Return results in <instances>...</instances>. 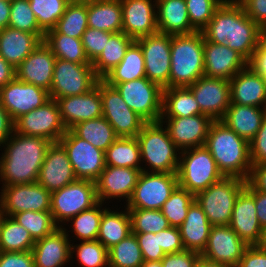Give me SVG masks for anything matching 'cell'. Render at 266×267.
Here are the masks:
<instances>
[{
  "label": "cell",
  "instance_id": "68",
  "mask_svg": "<svg viewBox=\"0 0 266 267\" xmlns=\"http://www.w3.org/2000/svg\"><path fill=\"white\" fill-rule=\"evenodd\" d=\"M258 47L266 53V26H262L259 29Z\"/></svg>",
  "mask_w": 266,
  "mask_h": 267
},
{
  "label": "cell",
  "instance_id": "27",
  "mask_svg": "<svg viewBox=\"0 0 266 267\" xmlns=\"http://www.w3.org/2000/svg\"><path fill=\"white\" fill-rule=\"evenodd\" d=\"M56 57L44 41L15 69L16 78L50 91Z\"/></svg>",
  "mask_w": 266,
  "mask_h": 267
},
{
  "label": "cell",
  "instance_id": "33",
  "mask_svg": "<svg viewBox=\"0 0 266 267\" xmlns=\"http://www.w3.org/2000/svg\"><path fill=\"white\" fill-rule=\"evenodd\" d=\"M266 108L230 103L223 121L237 135L250 142L260 129Z\"/></svg>",
  "mask_w": 266,
  "mask_h": 267
},
{
  "label": "cell",
  "instance_id": "35",
  "mask_svg": "<svg viewBox=\"0 0 266 267\" xmlns=\"http://www.w3.org/2000/svg\"><path fill=\"white\" fill-rule=\"evenodd\" d=\"M145 76L144 56L140 45L134 40L127 48L122 61L102 80L109 86L132 81Z\"/></svg>",
  "mask_w": 266,
  "mask_h": 267
},
{
  "label": "cell",
  "instance_id": "52",
  "mask_svg": "<svg viewBox=\"0 0 266 267\" xmlns=\"http://www.w3.org/2000/svg\"><path fill=\"white\" fill-rule=\"evenodd\" d=\"M188 18L196 31H202L225 0H185Z\"/></svg>",
  "mask_w": 266,
  "mask_h": 267
},
{
  "label": "cell",
  "instance_id": "40",
  "mask_svg": "<svg viewBox=\"0 0 266 267\" xmlns=\"http://www.w3.org/2000/svg\"><path fill=\"white\" fill-rule=\"evenodd\" d=\"M134 40L122 31L113 33L101 55L92 63L96 76L102 80L123 59L127 48Z\"/></svg>",
  "mask_w": 266,
  "mask_h": 267
},
{
  "label": "cell",
  "instance_id": "36",
  "mask_svg": "<svg viewBox=\"0 0 266 267\" xmlns=\"http://www.w3.org/2000/svg\"><path fill=\"white\" fill-rule=\"evenodd\" d=\"M131 233V219L127 208L122 212L105 208L97 236L99 242L110 249Z\"/></svg>",
  "mask_w": 266,
  "mask_h": 267
},
{
  "label": "cell",
  "instance_id": "13",
  "mask_svg": "<svg viewBox=\"0 0 266 267\" xmlns=\"http://www.w3.org/2000/svg\"><path fill=\"white\" fill-rule=\"evenodd\" d=\"M178 185L177 173L142 171L132 197L125 207L161 210Z\"/></svg>",
  "mask_w": 266,
  "mask_h": 267
},
{
  "label": "cell",
  "instance_id": "57",
  "mask_svg": "<svg viewBox=\"0 0 266 267\" xmlns=\"http://www.w3.org/2000/svg\"><path fill=\"white\" fill-rule=\"evenodd\" d=\"M200 256L199 253L190 250L166 254L161 260L162 267H196Z\"/></svg>",
  "mask_w": 266,
  "mask_h": 267
},
{
  "label": "cell",
  "instance_id": "58",
  "mask_svg": "<svg viewBox=\"0 0 266 267\" xmlns=\"http://www.w3.org/2000/svg\"><path fill=\"white\" fill-rule=\"evenodd\" d=\"M245 14L260 27L266 26V0H236Z\"/></svg>",
  "mask_w": 266,
  "mask_h": 267
},
{
  "label": "cell",
  "instance_id": "14",
  "mask_svg": "<svg viewBox=\"0 0 266 267\" xmlns=\"http://www.w3.org/2000/svg\"><path fill=\"white\" fill-rule=\"evenodd\" d=\"M77 179L96 181L105 168V152L67 130L60 138Z\"/></svg>",
  "mask_w": 266,
  "mask_h": 267
},
{
  "label": "cell",
  "instance_id": "38",
  "mask_svg": "<svg viewBox=\"0 0 266 267\" xmlns=\"http://www.w3.org/2000/svg\"><path fill=\"white\" fill-rule=\"evenodd\" d=\"M44 43L52 50L56 58L77 64H92L79 38L60 34L54 28L45 33Z\"/></svg>",
  "mask_w": 266,
  "mask_h": 267
},
{
  "label": "cell",
  "instance_id": "20",
  "mask_svg": "<svg viewBox=\"0 0 266 267\" xmlns=\"http://www.w3.org/2000/svg\"><path fill=\"white\" fill-rule=\"evenodd\" d=\"M247 247L230 226H212L201 256L227 267H236Z\"/></svg>",
  "mask_w": 266,
  "mask_h": 267
},
{
  "label": "cell",
  "instance_id": "18",
  "mask_svg": "<svg viewBox=\"0 0 266 267\" xmlns=\"http://www.w3.org/2000/svg\"><path fill=\"white\" fill-rule=\"evenodd\" d=\"M188 88L198 102L201 114L213 121L222 120L231 103L229 80L203 76Z\"/></svg>",
  "mask_w": 266,
  "mask_h": 267
},
{
  "label": "cell",
  "instance_id": "30",
  "mask_svg": "<svg viewBox=\"0 0 266 267\" xmlns=\"http://www.w3.org/2000/svg\"><path fill=\"white\" fill-rule=\"evenodd\" d=\"M42 42L36 34L6 27L0 30V55L16 69Z\"/></svg>",
  "mask_w": 266,
  "mask_h": 267
},
{
  "label": "cell",
  "instance_id": "2",
  "mask_svg": "<svg viewBox=\"0 0 266 267\" xmlns=\"http://www.w3.org/2000/svg\"><path fill=\"white\" fill-rule=\"evenodd\" d=\"M52 142L42 137L13 132L3 143L0 180L3 186L37 182L42 163Z\"/></svg>",
  "mask_w": 266,
  "mask_h": 267
},
{
  "label": "cell",
  "instance_id": "62",
  "mask_svg": "<svg viewBox=\"0 0 266 267\" xmlns=\"http://www.w3.org/2000/svg\"><path fill=\"white\" fill-rule=\"evenodd\" d=\"M14 132V121L11 119L7 110L0 104V146Z\"/></svg>",
  "mask_w": 266,
  "mask_h": 267
},
{
  "label": "cell",
  "instance_id": "41",
  "mask_svg": "<svg viewBox=\"0 0 266 267\" xmlns=\"http://www.w3.org/2000/svg\"><path fill=\"white\" fill-rule=\"evenodd\" d=\"M77 137L86 140L94 147L106 151L118 138L114 128L102 116L80 122L70 129Z\"/></svg>",
  "mask_w": 266,
  "mask_h": 267
},
{
  "label": "cell",
  "instance_id": "73",
  "mask_svg": "<svg viewBox=\"0 0 266 267\" xmlns=\"http://www.w3.org/2000/svg\"><path fill=\"white\" fill-rule=\"evenodd\" d=\"M264 77V80H265V84H266V74L263 76Z\"/></svg>",
  "mask_w": 266,
  "mask_h": 267
},
{
  "label": "cell",
  "instance_id": "9",
  "mask_svg": "<svg viewBox=\"0 0 266 267\" xmlns=\"http://www.w3.org/2000/svg\"><path fill=\"white\" fill-rule=\"evenodd\" d=\"M99 80L92 64L56 58L49 95L51 99L82 95L93 89Z\"/></svg>",
  "mask_w": 266,
  "mask_h": 267
},
{
  "label": "cell",
  "instance_id": "39",
  "mask_svg": "<svg viewBox=\"0 0 266 267\" xmlns=\"http://www.w3.org/2000/svg\"><path fill=\"white\" fill-rule=\"evenodd\" d=\"M105 166L143 169L141 153L136 137H118L105 151Z\"/></svg>",
  "mask_w": 266,
  "mask_h": 267
},
{
  "label": "cell",
  "instance_id": "28",
  "mask_svg": "<svg viewBox=\"0 0 266 267\" xmlns=\"http://www.w3.org/2000/svg\"><path fill=\"white\" fill-rule=\"evenodd\" d=\"M66 228L35 241L31 250L35 267H63L71 259V242Z\"/></svg>",
  "mask_w": 266,
  "mask_h": 267
},
{
  "label": "cell",
  "instance_id": "6",
  "mask_svg": "<svg viewBox=\"0 0 266 267\" xmlns=\"http://www.w3.org/2000/svg\"><path fill=\"white\" fill-rule=\"evenodd\" d=\"M179 156V186L194 195L225 177L205 146L183 150Z\"/></svg>",
  "mask_w": 266,
  "mask_h": 267
},
{
  "label": "cell",
  "instance_id": "72",
  "mask_svg": "<svg viewBox=\"0 0 266 267\" xmlns=\"http://www.w3.org/2000/svg\"><path fill=\"white\" fill-rule=\"evenodd\" d=\"M3 217H4V212H3L2 205H1V202H0V223H1V220H2Z\"/></svg>",
  "mask_w": 266,
  "mask_h": 267
},
{
  "label": "cell",
  "instance_id": "70",
  "mask_svg": "<svg viewBox=\"0 0 266 267\" xmlns=\"http://www.w3.org/2000/svg\"><path fill=\"white\" fill-rule=\"evenodd\" d=\"M259 246L266 250V228L263 229V232H262V239L259 243Z\"/></svg>",
  "mask_w": 266,
  "mask_h": 267
},
{
  "label": "cell",
  "instance_id": "67",
  "mask_svg": "<svg viewBox=\"0 0 266 267\" xmlns=\"http://www.w3.org/2000/svg\"><path fill=\"white\" fill-rule=\"evenodd\" d=\"M196 267H227V266L219 264L217 262L210 261V260L200 256L199 260L196 264Z\"/></svg>",
  "mask_w": 266,
  "mask_h": 267
},
{
  "label": "cell",
  "instance_id": "45",
  "mask_svg": "<svg viewBox=\"0 0 266 267\" xmlns=\"http://www.w3.org/2000/svg\"><path fill=\"white\" fill-rule=\"evenodd\" d=\"M12 218L29 231L34 241L52 234L59 228L50 211H24L14 214Z\"/></svg>",
  "mask_w": 266,
  "mask_h": 267
},
{
  "label": "cell",
  "instance_id": "54",
  "mask_svg": "<svg viewBox=\"0 0 266 267\" xmlns=\"http://www.w3.org/2000/svg\"><path fill=\"white\" fill-rule=\"evenodd\" d=\"M135 234L144 261H161L166 255L159 246V233H133Z\"/></svg>",
  "mask_w": 266,
  "mask_h": 267
},
{
  "label": "cell",
  "instance_id": "56",
  "mask_svg": "<svg viewBox=\"0 0 266 267\" xmlns=\"http://www.w3.org/2000/svg\"><path fill=\"white\" fill-rule=\"evenodd\" d=\"M160 247L165 254L179 253L184 251L179 228L170 226L169 228L159 231Z\"/></svg>",
  "mask_w": 266,
  "mask_h": 267
},
{
  "label": "cell",
  "instance_id": "23",
  "mask_svg": "<svg viewBox=\"0 0 266 267\" xmlns=\"http://www.w3.org/2000/svg\"><path fill=\"white\" fill-rule=\"evenodd\" d=\"M76 179L66 150L60 142H52L40 168L37 182L53 193Z\"/></svg>",
  "mask_w": 266,
  "mask_h": 267
},
{
  "label": "cell",
  "instance_id": "71",
  "mask_svg": "<svg viewBox=\"0 0 266 267\" xmlns=\"http://www.w3.org/2000/svg\"><path fill=\"white\" fill-rule=\"evenodd\" d=\"M68 3H81V2H87L89 0H66Z\"/></svg>",
  "mask_w": 266,
  "mask_h": 267
},
{
  "label": "cell",
  "instance_id": "43",
  "mask_svg": "<svg viewBox=\"0 0 266 267\" xmlns=\"http://www.w3.org/2000/svg\"><path fill=\"white\" fill-rule=\"evenodd\" d=\"M109 267H140L144 262L135 234L108 249Z\"/></svg>",
  "mask_w": 266,
  "mask_h": 267
},
{
  "label": "cell",
  "instance_id": "44",
  "mask_svg": "<svg viewBox=\"0 0 266 267\" xmlns=\"http://www.w3.org/2000/svg\"><path fill=\"white\" fill-rule=\"evenodd\" d=\"M87 28V2L69 3L55 27L60 34L79 39Z\"/></svg>",
  "mask_w": 266,
  "mask_h": 267
},
{
  "label": "cell",
  "instance_id": "63",
  "mask_svg": "<svg viewBox=\"0 0 266 267\" xmlns=\"http://www.w3.org/2000/svg\"><path fill=\"white\" fill-rule=\"evenodd\" d=\"M254 200L259 224L264 229L266 228V193L254 189Z\"/></svg>",
  "mask_w": 266,
  "mask_h": 267
},
{
  "label": "cell",
  "instance_id": "65",
  "mask_svg": "<svg viewBox=\"0 0 266 267\" xmlns=\"http://www.w3.org/2000/svg\"><path fill=\"white\" fill-rule=\"evenodd\" d=\"M258 74L264 76L266 74V53L259 47L255 50L252 59L248 62Z\"/></svg>",
  "mask_w": 266,
  "mask_h": 267
},
{
  "label": "cell",
  "instance_id": "26",
  "mask_svg": "<svg viewBox=\"0 0 266 267\" xmlns=\"http://www.w3.org/2000/svg\"><path fill=\"white\" fill-rule=\"evenodd\" d=\"M248 61L226 44H215L204 39V76L231 80Z\"/></svg>",
  "mask_w": 266,
  "mask_h": 267
},
{
  "label": "cell",
  "instance_id": "60",
  "mask_svg": "<svg viewBox=\"0 0 266 267\" xmlns=\"http://www.w3.org/2000/svg\"><path fill=\"white\" fill-rule=\"evenodd\" d=\"M236 267H266V250L259 245L248 246Z\"/></svg>",
  "mask_w": 266,
  "mask_h": 267
},
{
  "label": "cell",
  "instance_id": "64",
  "mask_svg": "<svg viewBox=\"0 0 266 267\" xmlns=\"http://www.w3.org/2000/svg\"><path fill=\"white\" fill-rule=\"evenodd\" d=\"M15 77V68L0 55V89Z\"/></svg>",
  "mask_w": 266,
  "mask_h": 267
},
{
  "label": "cell",
  "instance_id": "31",
  "mask_svg": "<svg viewBox=\"0 0 266 267\" xmlns=\"http://www.w3.org/2000/svg\"><path fill=\"white\" fill-rule=\"evenodd\" d=\"M211 227L201 206L194 200L184 222L178 227L184 249L201 255L207 246Z\"/></svg>",
  "mask_w": 266,
  "mask_h": 267
},
{
  "label": "cell",
  "instance_id": "21",
  "mask_svg": "<svg viewBox=\"0 0 266 267\" xmlns=\"http://www.w3.org/2000/svg\"><path fill=\"white\" fill-rule=\"evenodd\" d=\"M229 226L248 246L259 245L263 228L256 215L254 188L247 181L237 196Z\"/></svg>",
  "mask_w": 266,
  "mask_h": 267
},
{
  "label": "cell",
  "instance_id": "4",
  "mask_svg": "<svg viewBox=\"0 0 266 267\" xmlns=\"http://www.w3.org/2000/svg\"><path fill=\"white\" fill-rule=\"evenodd\" d=\"M204 76V36L171 35V68L169 87H188Z\"/></svg>",
  "mask_w": 266,
  "mask_h": 267
},
{
  "label": "cell",
  "instance_id": "34",
  "mask_svg": "<svg viewBox=\"0 0 266 267\" xmlns=\"http://www.w3.org/2000/svg\"><path fill=\"white\" fill-rule=\"evenodd\" d=\"M88 27L105 32L122 31L123 15L120 0L87 1Z\"/></svg>",
  "mask_w": 266,
  "mask_h": 267
},
{
  "label": "cell",
  "instance_id": "16",
  "mask_svg": "<svg viewBox=\"0 0 266 267\" xmlns=\"http://www.w3.org/2000/svg\"><path fill=\"white\" fill-rule=\"evenodd\" d=\"M0 202L4 215L24 211H50L51 193L38 182L2 186Z\"/></svg>",
  "mask_w": 266,
  "mask_h": 267
},
{
  "label": "cell",
  "instance_id": "32",
  "mask_svg": "<svg viewBox=\"0 0 266 267\" xmlns=\"http://www.w3.org/2000/svg\"><path fill=\"white\" fill-rule=\"evenodd\" d=\"M158 33L167 35L190 34L191 26L185 0H156Z\"/></svg>",
  "mask_w": 266,
  "mask_h": 267
},
{
  "label": "cell",
  "instance_id": "48",
  "mask_svg": "<svg viewBox=\"0 0 266 267\" xmlns=\"http://www.w3.org/2000/svg\"><path fill=\"white\" fill-rule=\"evenodd\" d=\"M131 219L132 233H158L170 227L161 210L127 208Z\"/></svg>",
  "mask_w": 266,
  "mask_h": 267
},
{
  "label": "cell",
  "instance_id": "37",
  "mask_svg": "<svg viewBox=\"0 0 266 267\" xmlns=\"http://www.w3.org/2000/svg\"><path fill=\"white\" fill-rule=\"evenodd\" d=\"M201 114L198 102L188 87L163 89L162 117H190Z\"/></svg>",
  "mask_w": 266,
  "mask_h": 267
},
{
  "label": "cell",
  "instance_id": "66",
  "mask_svg": "<svg viewBox=\"0 0 266 267\" xmlns=\"http://www.w3.org/2000/svg\"><path fill=\"white\" fill-rule=\"evenodd\" d=\"M11 0H0V30L8 27Z\"/></svg>",
  "mask_w": 266,
  "mask_h": 267
},
{
  "label": "cell",
  "instance_id": "51",
  "mask_svg": "<svg viewBox=\"0 0 266 267\" xmlns=\"http://www.w3.org/2000/svg\"><path fill=\"white\" fill-rule=\"evenodd\" d=\"M75 251L77 261L83 267H109L108 249L98 240L71 244V259Z\"/></svg>",
  "mask_w": 266,
  "mask_h": 267
},
{
  "label": "cell",
  "instance_id": "8",
  "mask_svg": "<svg viewBox=\"0 0 266 267\" xmlns=\"http://www.w3.org/2000/svg\"><path fill=\"white\" fill-rule=\"evenodd\" d=\"M99 203L95 181L76 179L62 189L51 193V209L54 222L58 227L69 222L80 212L91 209Z\"/></svg>",
  "mask_w": 266,
  "mask_h": 267
},
{
  "label": "cell",
  "instance_id": "25",
  "mask_svg": "<svg viewBox=\"0 0 266 267\" xmlns=\"http://www.w3.org/2000/svg\"><path fill=\"white\" fill-rule=\"evenodd\" d=\"M55 100L59 106L63 125L67 130L80 122L102 117V99L98 82L93 89L85 94Z\"/></svg>",
  "mask_w": 266,
  "mask_h": 267
},
{
  "label": "cell",
  "instance_id": "24",
  "mask_svg": "<svg viewBox=\"0 0 266 267\" xmlns=\"http://www.w3.org/2000/svg\"><path fill=\"white\" fill-rule=\"evenodd\" d=\"M142 169L105 166L95 181L99 202L104 203L111 198L127 199L128 203L134 192Z\"/></svg>",
  "mask_w": 266,
  "mask_h": 267
},
{
  "label": "cell",
  "instance_id": "11",
  "mask_svg": "<svg viewBox=\"0 0 266 267\" xmlns=\"http://www.w3.org/2000/svg\"><path fill=\"white\" fill-rule=\"evenodd\" d=\"M102 99V116L114 128L118 137H136L147 123L123 100L115 87L105 81H98Z\"/></svg>",
  "mask_w": 266,
  "mask_h": 267
},
{
  "label": "cell",
  "instance_id": "22",
  "mask_svg": "<svg viewBox=\"0 0 266 267\" xmlns=\"http://www.w3.org/2000/svg\"><path fill=\"white\" fill-rule=\"evenodd\" d=\"M120 2L124 34L137 40L158 33L156 0L153 3L152 0H120Z\"/></svg>",
  "mask_w": 266,
  "mask_h": 267
},
{
  "label": "cell",
  "instance_id": "47",
  "mask_svg": "<svg viewBox=\"0 0 266 267\" xmlns=\"http://www.w3.org/2000/svg\"><path fill=\"white\" fill-rule=\"evenodd\" d=\"M194 200V194L179 185L175 188L161 208V212L169 221L170 226L178 228L184 222Z\"/></svg>",
  "mask_w": 266,
  "mask_h": 267
},
{
  "label": "cell",
  "instance_id": "59",
  "mask_svg": "<svg viewBox=\"0 0 266 267\" xmlns=\"http://www.w3.org/2000/svg\"><path fill=\"white\" fill-rule=\"evenodd\" d=\"M0 267H35L31 251L0 252Z\"/></svg>",
  "mask_w": 266,
  "mask_h": 267
},
{
  "label": "cell",
  "instance_id": "19",
  "mask_svg": "<svg viewBox=\"0 0 266 267\" xmlns=\"http://www.w3.org/2000/svg\"><path fill=\"white\" fill-rule=\"evenodd\" d=\"M165 119V121H164ZM170 139L180 150L204 146L213 120L204 114L190 117L160 118Z\"/></svg>",
  "mask_w": 266,
  "mask_h": 267
},
{
  "label": "cell",
  "instance_id": "1",
  "mask_svg": "<svg viewBox=\"0 0 266 267\" xmlns=\"http://www.w3.org/2000/svg\"><path fill=\"white\" fill-rule=\"evenodd\" d=\"M259 29L236 0H225L201 32L205 40L226 44L249 62L258 48Z\"/></svg>",
  "mask_w": 266,
  "mask_h": 267
},
{
  "label": "cell",
  "instance_id": "46",
  "mask_svg": "<svg viewBox=\"0 0 266 267\" xmlns=\"http://www.w3.org/2000/svg\"><path fill=\"white\" fill-rule=\"evenodd\" d=\"M102 204V202H99L91 209L82 211L69 220L73 221L71 229L73 228L72 232H74L76 239L80 241L97 240L101 218L105 210Z\"/></svg>",
  "mask_w": 266,
  "mask_h": 267
},
{
  "label": "cell",
  "instance_id": "29",
  "mask_svg": "<svg viewBox=\"0 0 266 267\" xmlns=\"http://www.w3.org/2000/svg\"><path fill=\"white\" fill-rule=\"evenodd\" d=\"M231 103L266 108L264 77L247 65L230 80Z\"/></svg>",
  "mask_w": 266,
  "mask_h": 267
},
{
  "label": "cell",
  "instance_id": "53",
  "mask_svg": "<svg viewBox=\"0 0 266 267\" xmlns=\"http://www.w3.org/2000/svg\"><path fill=\"white\" fill-rule=\"evenodd\" d=\"M113 33L88 27L82 35V44L86 55L91 63H93L103 52L106 40H109Z\"/></svg>",
  "mask_w": 266,
  "mask_h": 267
},
{
  "label": "cell",
  "instance_id": "3",
  "mask_svg": "<svg viewBox=\"0 0 266 267\" xmlns=\"http://www.w3.org/2000/svg\"><path fill=\"white\" fill-rule=\"evenodd\" d=\"M225 177L247 180L252 163L249 142L232 131L223 121L210 125L204 145Z\"/></svg>",
  "mask_w": 266,
  "mask_h": 267
},
{
  "label": "cell",
  "instance_id": "55",
  "mask_svg": "<svg viewBox=\"0 0 266 267\" xmlns=\"http://www.w3.org/2000/svg\"><path fill=\"white\" fill-rule=\"evenodd\" d=\"M249 147L252 165L266 164V115L257 134L249 142Z\"/></svg>",
  "mask_w": 266,
  "mask_h": 267
},
{
  "label": "cell",
  "instance_id": "5",
  "mask_svg": "<svg viewBox=\"0 0 266 267\" xmlns=\"http://www.w3.org/2000/svg\"><path fill=\"white\" fill-rule=\"evenodd\" d=\"M141 153V161L148 165L142 171L157 173H177L180 150L172 142L163 124L147 122L136 136ZM178 152V153H177Z\"/></svg>",
  "mask_w": 266,
  "mask_h": 267
},
{
  "label": "cell",
  "instance_id": "49",
  "mask_svg": "<svg viewBox=\"0 0 266 267\" xmlns=\"http://www.w3.org/2000/svg\"><path fill=\"white\" fill-rule=\"evenodd\" d=\"M8 27L36 34L44 41L45 32L39 27L29 0H11Z\"/></svg>",
  "mask_w": 266,
  "mask_h": 267
},
{
  "label": "cell",
  "instance_id": "12",
  "mask_svg": "<svg viewBox=\"0 0 266 267\" xmlns=\"http://www.w3.org/2000/svg\"><path fill=\"white\" fill-rule=\"evenodd\" d=\"M14 131L26 136L59 142L67 129L63 125L58 103L55 99H50L39 108L17 118L14 121Z\"/></svg>",
  "mask_w": 266,
  "mask_h": 267
},
{
  "label": "cell",
  "instance_id": "17",
  "mask_svg": "<svg viewBox=\"0 0 266 267\" xmlns=\"http://www.w3.org/2000/svg\"><path fill=\"white\" fill-rule=\"evenodd\" d=\"M49 92L16 77L0 89V104L15 121L23 114L39 108L50 100Z\"/></svg>",
  "mask_w": 266,
  "mask_h": 267
},
{
  "label": "cell",
  "instance_id": "15",
  "mask_svg": "<svg viewBox=\"0 0 266 267\" xmlns=\"http://www.w3.org/2000/svg\"><path fill=\"white\" fill-rule=\"evenodd\" d=\"M144 56L145 76L162 89L169 88L171 35L156 33L135 40Z\"/></svg>",
  "mask_w": 266,
  "mask_h": 267
},
{
  "label": "cell",
  "instance_id": "69",
  "mask_svg": "<svg viewBox=\"0 0 266 267\" xmlns=\"http://www.w3.org/2000/svg\"><path fill=\"white\" fill-rule=\"evenodd\" d=\"M140 267H162L161 261H144Z\"/></svg>",
  "mask_w": 266,
  "mask_h": 267
},
{
  "label": "cell",
  "instance_id": "50",
  "mask_svg": "<svg viewBox=\"0 0 266 267\" xmlns=\"http://www.w3.org/2000/svg\"><path fill=\"white\" fill-rule=\"evenodd\" d=\"M29 3L39 27L45 33L56 27L69 4L66 0H29Z\"/></svg>",
  "mask_w": 266,
  "mask_h": 267
},
{
  "label": "cell",
  "instance_id": "42",
  "mask_svg": "<svg viewBox=\"0 0 266 267\" xmlns=\"http://www.w3.org/2000/svg\"><path fill=\"white\" fill-rule=\"evenodd\" d=\"M35 241L29 231L11 216H6L0 223V252L31 251Z\"/></svg>",
  "mask_w": 266,
  "mask_h": 267
},
{
  "label": "cell",
  "instance_id": "10",
  "mask_svg": "<svg viewBox=\"0 0 266 267\" xmlns=\"http://www.w3.org/2000/svg\"><path fill=\"white\" fill-rule=\"evenodd\" d=\"M125 103L146 122H159L162 117L163 89L146 77L115 86Z\"/></svg>",
  "mask_w": 266,
  "mask_h": 267
},
{
  "label": "cell",
  "instance_id": "61",
  "mask_svg": "<svg viewBox=\"0 0 266 267\" xmlns=\"http://www.w3.org/2000/svg\"><path fill=\"white\" fill-rule=\"evenodd\" d=\"M246 181L255 190L266 193V164L252 165Z\"/></svg>",
  "mask_w": 266,
  "mask_h": 267
},
{
  "label": "cell",
  "instance_id": "7",
  "mask_svg": "<svg viewBox=\"0 0 266 267\" xmlns=\"http://www.w3.org/2000/svg\"><path fill=\"white\" fill-rule=\"evenodd\" d=\"M245 186L246 180L242 178L224 177L197 193L195 200L212 226H229L235 201Z\"/></svg>",
  "mask_w": 266,
  "mask_h": 267
}]
</instances>
